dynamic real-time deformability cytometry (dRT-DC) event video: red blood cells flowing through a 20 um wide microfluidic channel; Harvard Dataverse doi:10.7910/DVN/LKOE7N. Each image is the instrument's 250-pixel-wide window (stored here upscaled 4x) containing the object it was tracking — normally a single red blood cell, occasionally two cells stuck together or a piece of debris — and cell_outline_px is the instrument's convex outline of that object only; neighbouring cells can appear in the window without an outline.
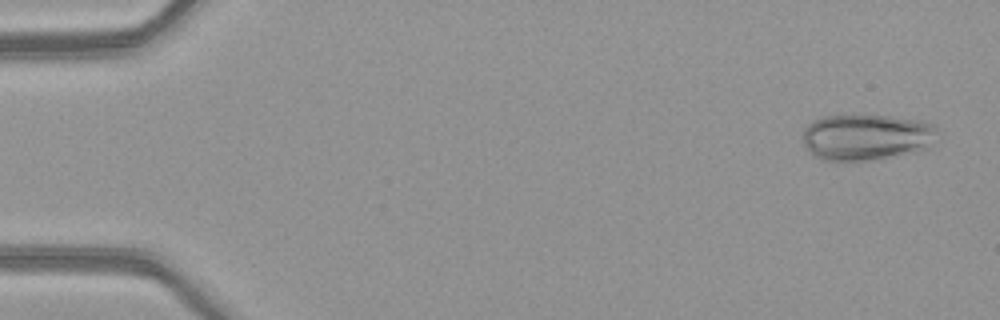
{"species": "common noctule bat (a hibernating species)", "species_latin": "Nyctalus noctula", "temperature_condition": "warm", "stored_images_in_passage": 5, "camera_frame_rate_fps": 3000, "um_per_image_px": 0.085, "animal": {"sex": "female", "body_mass_g": 21.9}, "frame": {"image": 1, "passage_image": 1, "time_ms": 0.0, "image_size_px": [1000, 320], "cell_outline_px": [[936, 128], [928, 148], [916, 152], [868, 160], [820, 160], [804, 144], [804, 128], [808, 124], [824, 116], [892, 116], [924, 120], [936, 124]], "centroid_in_image_um": [73.67, 11.64], "position_along_channel_um": 11.3, "area_um2": 35.78}}